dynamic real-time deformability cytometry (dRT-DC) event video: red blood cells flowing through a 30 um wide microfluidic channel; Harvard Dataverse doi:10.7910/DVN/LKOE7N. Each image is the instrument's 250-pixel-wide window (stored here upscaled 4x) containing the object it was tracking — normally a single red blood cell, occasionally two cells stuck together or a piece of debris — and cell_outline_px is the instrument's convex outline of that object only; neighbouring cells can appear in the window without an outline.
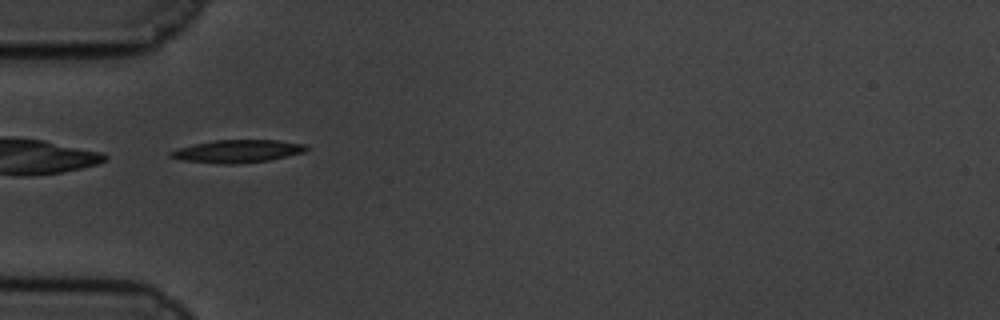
{"species": "common noctule bat (a hibernating species)", "species_latin": "Nyctalus noctula", "temperature_condition": "cold", "stored_images_in_passage": 42, "camera_frame_rate_fps": 3000, "um_per_image_px": 0.085, "animal": {"sex": "male", "body_mass_g": 19.5, "forearm_length_mm": 54.6}, "frame": {"image": 1, "passage_image": 1, "time_ms": 0.0, "image_size_px": [1000, 320], "cell_outline_px": [[308, 148], [304, 152], [268, 160], [232, 164], [224, 164], [180, 160], [168, 156], [168, 152], [176, 148], [216, 140], [280, 140], [304, 144]], "centroid_in_image_um": [20.14, 12.85], "position_along_channel_um": 64.9, "area_um2": 17.86}}
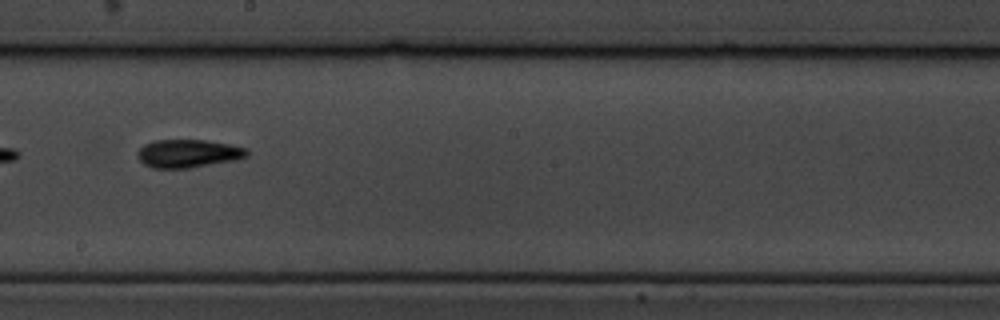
{"frame": {"image": 2, "passage_image": 16, "time_ms": 5.0, "image_size_px": [1000, 320], "cell_outline_px": [[248, 156], [236, 160], [188, 168], [152, 168], [144, 164], [136, 156], [136, 152], [144, 144], [152, 140], [204, 140], [228, 144], [248, 148]], "centroid_in_image_um": [15.97, 13.04], "position_along_channel_um": 232.2, "area_um2": 18.03}}
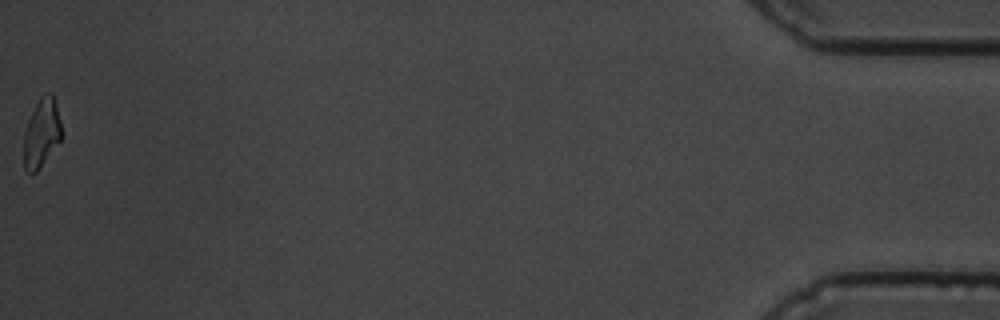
{"frame": {"image": 3, "passage_image": 42, "time_ms": 13.667, "image_size_px": [1000, 320], "cell_outline_px": [[60, 140], [36, 172], [28, 172], [24, 168], [24, 132], [28, 120], [40, 96], [44, 92], [52, 92], [56, 100], [60, 120]], "centroid_in_image_um": [3.53, 11.24], "position_along_channel_um": 431.7, "area_um2": 14.91}, "authors_computed_cell_mechanics": {"area_um2": 16.9354, "velocity_mm_per_s": 3.3824, "shape_relaxation_time_tau1_ms": 3.2378, "shape_relaxation_time_tau2_ms": 3.357, "deformation_change_tau1": 0.1711, "deformation_change_tau2": 0.116}}